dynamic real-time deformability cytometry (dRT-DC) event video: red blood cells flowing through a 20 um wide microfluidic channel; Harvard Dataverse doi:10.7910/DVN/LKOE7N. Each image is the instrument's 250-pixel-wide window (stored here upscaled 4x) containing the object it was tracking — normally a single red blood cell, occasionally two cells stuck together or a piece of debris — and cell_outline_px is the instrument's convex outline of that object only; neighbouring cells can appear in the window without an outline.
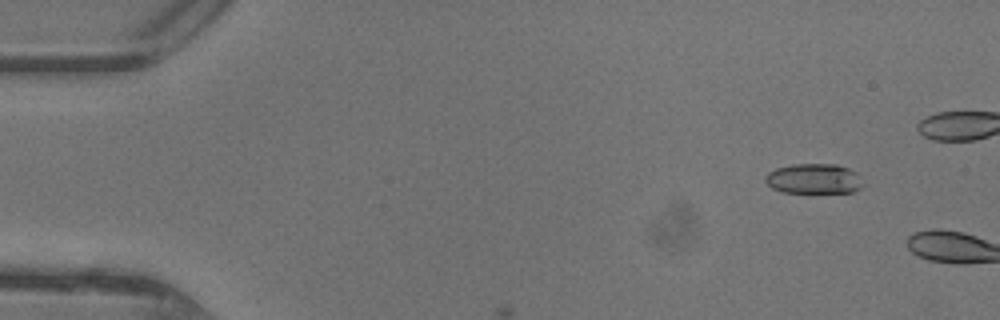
{"species": "common noctule bat (a hibernating species)", "species_latin": "Nyctalus noctula", "temperature_condition": "warm", "stored_images_in_passage": 8, "camera_frame_rate_fps": 3000, "um_per_image_px": 0.085, "animal": {"sex": "female"}, "frame": {"image": 1, "passage_image": 4, "time_ms": 1.0, "image_size_px": [1000, 320], "cell_outline_px": [[864, 184], [860, 188], [852, 192], [784, 192], [772, 188], [764, 180], [764, 176], [768, 172], [776, 168], [792, 164], [836, 164], [848, 168], [856, 172]], "centroid_in_image_um": [69.16, 15.18], "position_along_channel_um": 15.8, "area_um2": 17.11}}